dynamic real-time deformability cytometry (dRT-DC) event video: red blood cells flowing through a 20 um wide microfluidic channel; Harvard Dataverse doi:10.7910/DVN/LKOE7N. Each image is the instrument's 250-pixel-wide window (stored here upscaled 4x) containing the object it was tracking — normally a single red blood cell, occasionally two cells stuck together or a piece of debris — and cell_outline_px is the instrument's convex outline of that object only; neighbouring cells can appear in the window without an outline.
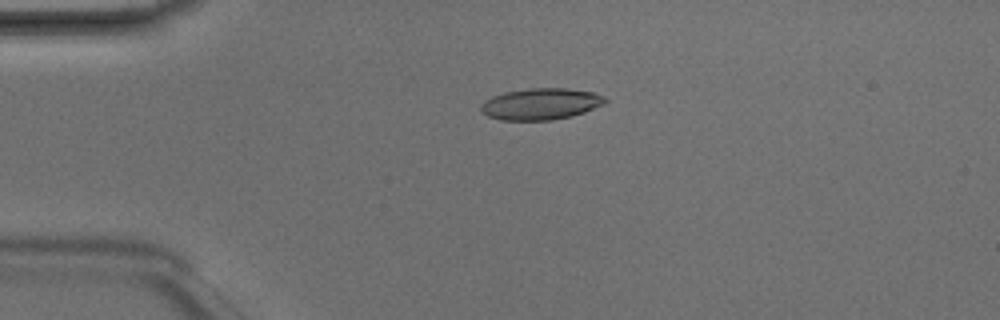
{"species": "Egyptian fruit bat (a non-hibernating species)", "species_latin": "Rousettus aegyptiacus", "temperature_condition": "room temperature", "stored_images_in_passage": 2, "camera_frame_rate_fps": 3000, "um_per_image_px": 0.085, "animal": {"sex": "male"}, "frame": {"image": 1, "passage_image": 1, "time_ms": 0.0, "image_size_px": [1000, 320], "cell_outline_px": [[608, 100], [604, 104], [584, 112], [572, 116], [552, 120], [500, 120], [488, 116], [480, 112], [480, 104], [484, 100], [492, 96], [504, 92], [532, 88], [568, 88], [592, 92], [604, 96]], "centroid_in_image_um": [45.94, 8.84], "position_along_channel_um": 39.1, "area_um2": 22.95}}